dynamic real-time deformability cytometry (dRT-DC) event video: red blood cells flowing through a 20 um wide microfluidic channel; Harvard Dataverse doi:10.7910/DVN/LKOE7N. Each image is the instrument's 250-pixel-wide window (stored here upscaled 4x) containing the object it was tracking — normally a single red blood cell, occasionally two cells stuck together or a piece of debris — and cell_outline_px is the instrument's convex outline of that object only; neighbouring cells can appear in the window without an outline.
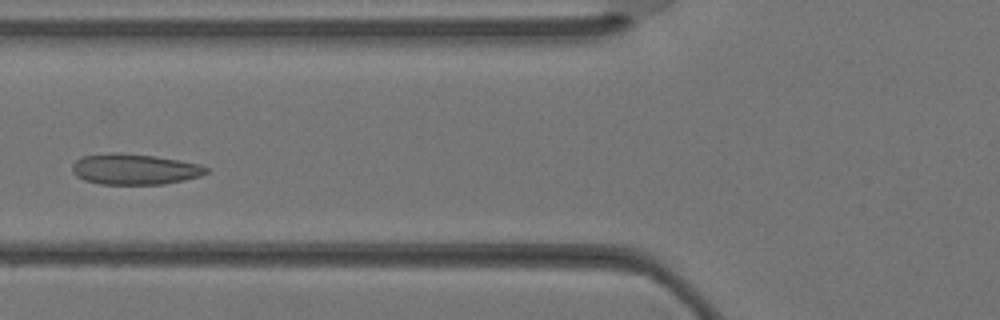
{"species": "Egyptian fruit bat (a non-hibernating species)", "species_latin": "Rousettus aegyptiacus", "temperature_condition": "warm", "stored_images_in_passage": 34, "camera_frame_rate_fps": 3000, "um_per_image_px": 0.085, "animal": {"sex": "female"}, "frame": {"image": 1, "passage_image": 12, "time_ms": 3.667, "image_size_px": [1000, 320], "cell_outline_px": [[208, 172], [200, 176], [184, 180], [164, 184], [100, 184], [84, 180], [76, 176], [72, 172], [72, 164], [80, 156], [116, 152], [120, 152], [156, 156], [180, 160], [200, 164], [208, 168]], "centroid_in_image_um": [11.42, 14.37], "position_along_channel_um": 114.4, "area_um2": 24.22}}
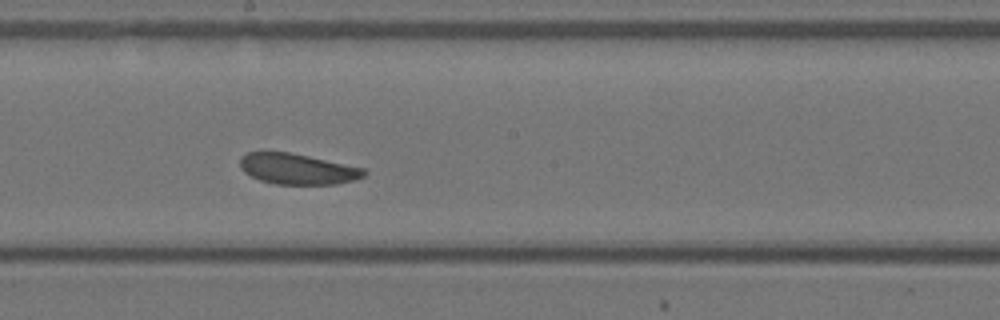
{"frame": {"image": 2, "passage_image": 18, "time_ms": 5.667, "image_size_px": [1000, 320], "cell_outline_px": [[368, 172], [364, 176], [352, 180], [336, 184], [276, 184], [260, 180], [244, 172], [240, 168], [240, 156], [248, 152], [288, 152], [308, 156], [364, 168]], "centroid_in_image_um": [25.26, 14.36], "position_along_channel_um": 222.9, "area_um2": 22.02}}
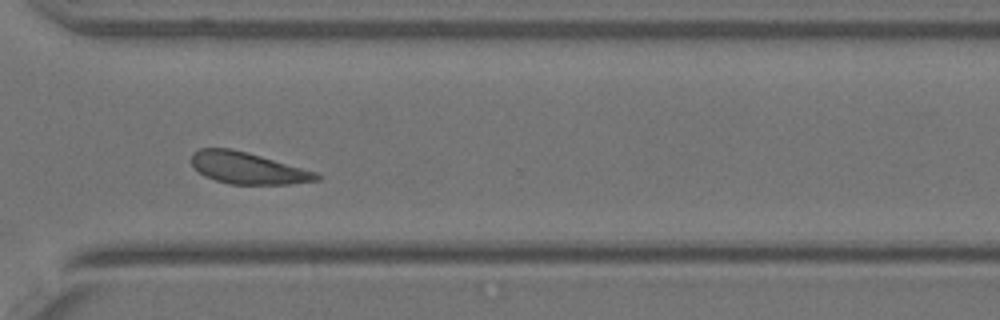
{"frame": {"image": 3, "passage_image": 25, "time_ms": 8.0, "image_size_px": [1000, 320], "cell_outline_px": [[320, 180], [292, 184], [232, 184], [216, 180], [204, 176], [192, 164], [192, 152], [200, 148], [232, 148], [248, 152], [316, 172], [320, 176]], "centroid_in_image_um": [21.06, 14.28], "position_along_channel_um": 349.5, "area_um2": 22.95}}